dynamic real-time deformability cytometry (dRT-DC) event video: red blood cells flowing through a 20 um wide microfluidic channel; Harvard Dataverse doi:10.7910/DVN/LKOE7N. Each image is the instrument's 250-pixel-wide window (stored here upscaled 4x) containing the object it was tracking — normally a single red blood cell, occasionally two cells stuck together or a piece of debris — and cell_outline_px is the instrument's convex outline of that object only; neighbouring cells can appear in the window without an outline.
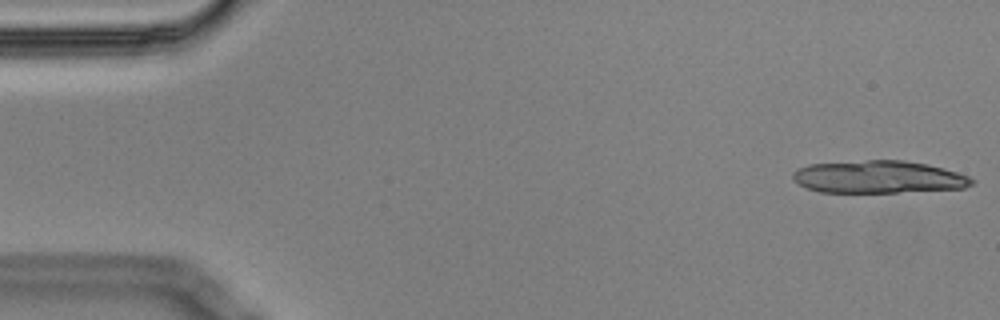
{"species": "Egyptian fruit bat (a non-hibernating species)", "species_latin": "Rousettus aegyptiacus", "temperature_condition": "cold", "stored_images_in_passage": 6, "camera_frame_rate_fps": 3000, "um_per_image_px": 0.085, "animal": {"sex": "male"}, "frame": {"image": 1, "passage_image": 1, "time_ms": 0.0, "image_size_px": [1000, 320], "cell_outline_px": [[976, 180], [972, 184], [964, 188], [896, 192], [820, 192], [808, 188], [800, 184], [792, 176], [792, 172], [796, 168], [808, 164], [868, 160], [904, 160], [928, 164], [944, 168], [968, 176]], "centroid_in_image_um": [74.67, 15.03], "position_along_channel_um": 10.3, "area_um2": 33.87}}
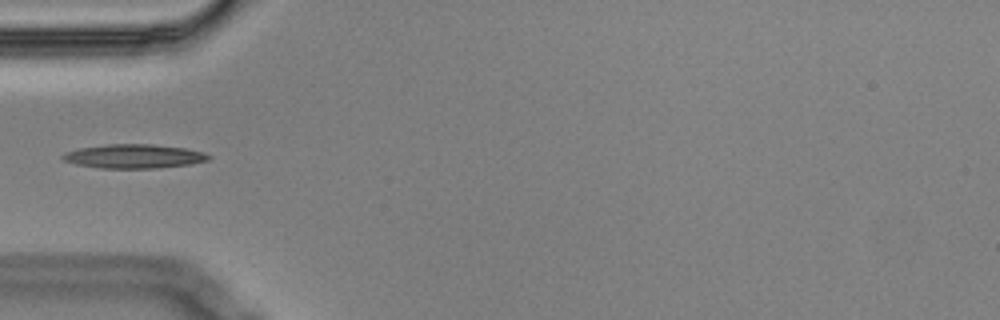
{"frame": {"image": 2, "passage_image": 6, "time_ms": 1.667, "image_size_px": [1000, 320], "cell_outline_px": [[212, 156], [208, 160], [192, 164], [156, 168], [100, 168], [76, 164], [64, 160], [60, 156], [64, 152], [80, 148], [108, 144], [152, 144], [184, 148], [204, 152]], "centroid_in_image_um": [11.39, 13.28], "position_along_channel_um": 73.6, "area_um2": 20.4}}